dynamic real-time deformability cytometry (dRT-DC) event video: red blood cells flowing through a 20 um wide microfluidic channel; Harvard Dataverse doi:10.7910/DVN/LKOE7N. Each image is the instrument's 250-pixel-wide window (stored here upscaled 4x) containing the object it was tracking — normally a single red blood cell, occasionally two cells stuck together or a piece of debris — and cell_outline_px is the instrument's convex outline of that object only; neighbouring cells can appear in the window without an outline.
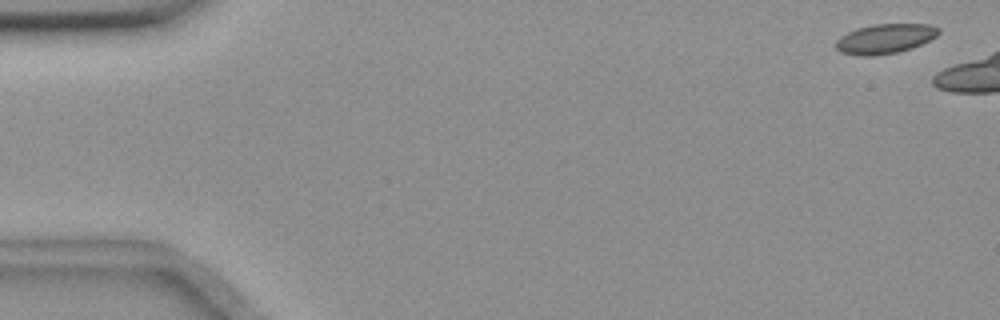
{"species": "common noctule bat (a hibernating species)", "species_latin": "Nyctalus noctula", "temperature_condition": "room temperature", "stored_images_in_passage": 3, "camera_frame_rate_fps": 3000, "um_per_image_px": 0.085, "animal": {"sex": "female", "body_mass_g": 18.4}, "frame": {"image": 1, "passage_image": 1, "time_ms": 0.0, "image_size_px": [1000, 320], "cell_outline_px": [[940, 32], [936, 36], [912, 48], [896, 52], [872, 56], [860, 56], [840, 52], [836, 48], [836, 40], [840, 36], [856, 28], [876, 24], [928, 24], [940, 28]], "centroid_in_image_um": [75.21, 3.29], "position_along_channel_um": 9.8, "area_um2": 17.69}}